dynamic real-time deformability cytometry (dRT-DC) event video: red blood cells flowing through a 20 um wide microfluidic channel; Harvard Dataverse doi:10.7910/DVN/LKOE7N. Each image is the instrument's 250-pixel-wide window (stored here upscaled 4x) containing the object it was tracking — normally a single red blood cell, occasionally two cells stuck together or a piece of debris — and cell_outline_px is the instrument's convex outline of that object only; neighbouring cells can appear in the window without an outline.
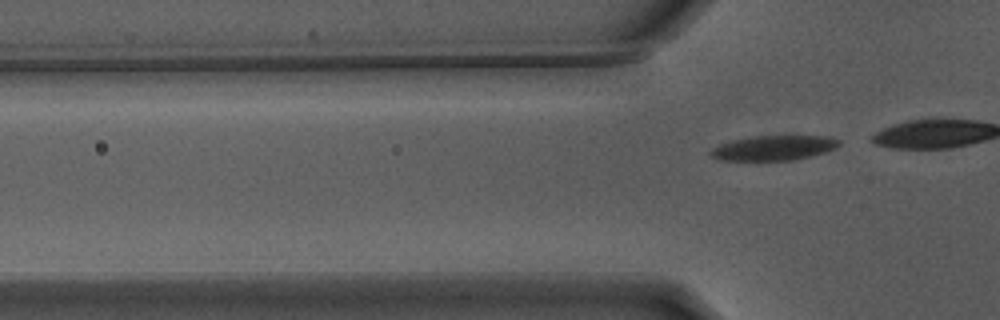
{"species": "Egyptian fruit bat (a non-hibernating species)", "species_latin": "Rousettus aegyptiacus", "temperature_condition": "warm", "stored_images_in_passage": 11, "camera_frame_rate_fps": 3000, "um_per_image_px": 0.085, "animal": {"sex": "male"}, "frame": {"image": 1, "passage_image": 11, "time_ms": 3.333, "image_size_px": [1000, 320], "cell_outline_px": [[840, 144], [836, 148], [812, 156], [792, 160], [720, 160], [712, 156], [708, 152], [712, 148], [720, 144], [732, 140], [748, 136], [824, 136], [840, 140]], "centroid_in_image_um": [65.75, 12.57], "position_along_channel_um": 60.1, "area_um2": 18.55}}